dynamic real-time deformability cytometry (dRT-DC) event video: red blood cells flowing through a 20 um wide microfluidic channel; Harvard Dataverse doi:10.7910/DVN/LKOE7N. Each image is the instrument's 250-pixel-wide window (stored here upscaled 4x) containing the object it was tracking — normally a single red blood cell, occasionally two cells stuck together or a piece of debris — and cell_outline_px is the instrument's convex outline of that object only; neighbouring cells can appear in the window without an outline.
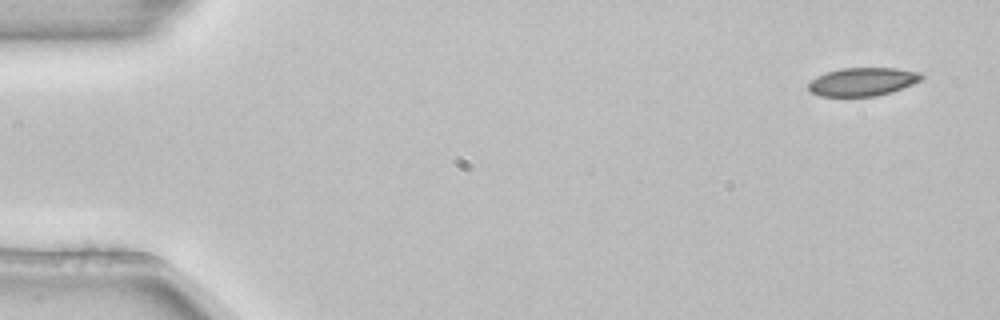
{"species": "common noctule bat (a hibernating species)", "species_latin": "Nyctalus noctula", "temperature_condition": "room temperature", "stored_images_in_passage": 3, "camera_frame_rate_fps": 3000, "um_per_image_px": 0.085, "animal": {"sex": "female", "body_mass_g": 22.7, "forearm_length_mm": 54.2}, "frame": {"image": 1, "passage_image": 1, "time_ms": 0.0, "image_size_px": [1000, 320], "cell_outline_px": [[924, 76], [920, 80], [912, 84], [892, 92], [876, 96], [820, 96], [812, 92], [808, 88], [808, 84], [816, 76], [840, 68], [896, 68], [920, 72]], "centroid_in_image_um": [73.33, 6.94], "position_along_channel_um": 11.7, "area_um2": 18.55}}
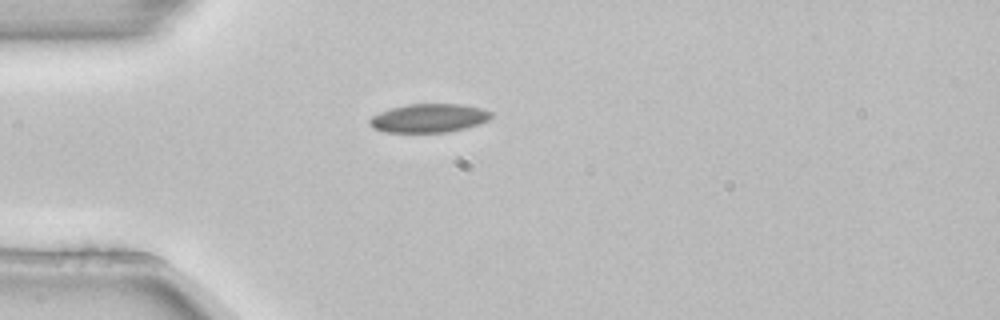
{"frame": {"image": 2, "passage_image": 3, "time_ms": 0.667, "image_size_px": [1000, 320], "cell_outline_px": [[492, 116], [488, 120], [480, 124], [448, 132], [384, 132], [372, 128], [368, 124], [368, 120], [372, 116], [380, 112], [392, 108], [408, 104], [460, 104], [480, 108], [492, 112]], "centroid_in_image_um": [36.43, 10.04], "position_along_channel_um": 48.6, "area_um2": 20.29}}